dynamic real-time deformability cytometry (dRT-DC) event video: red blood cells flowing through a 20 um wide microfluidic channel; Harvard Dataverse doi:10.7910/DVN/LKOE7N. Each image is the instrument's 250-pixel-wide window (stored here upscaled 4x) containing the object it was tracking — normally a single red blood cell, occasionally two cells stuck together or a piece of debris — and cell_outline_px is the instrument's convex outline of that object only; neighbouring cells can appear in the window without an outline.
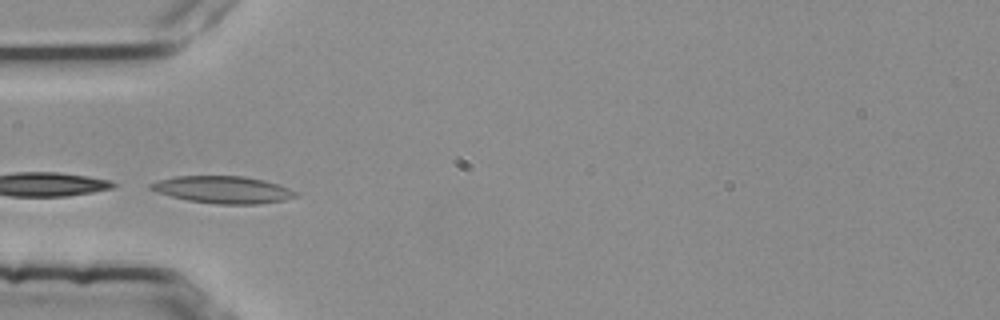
{"species": "common noctule bat (a hibernating species)", "species_latin": "Nyctalus noctula", "temperature_condition": "room temperature", "stored_images_in_passage": 7, "camera_frame_rate_fps": 3000, "um_per_image_px": 0.085, "animal": {"sex": "female", "body_mass_g": 25.1}, "frame": {"image": 1, "passage_image": 6, "time_ms": 1.667, "image_size_px": [1000, 320], "cell_outline_px": [[296, 196], [284, 200], [256, 204], [216, 204], [188, 200], [156, 192], [148, 188], [148, 184], [156, 180], [176, 176], [240, 176], [264, 180], [288, 188], [296, 192]], "centroid_in_image_um": [18.88, 16.12], "position_along_channel_um": 66.1, "area_um2": 22.77}}
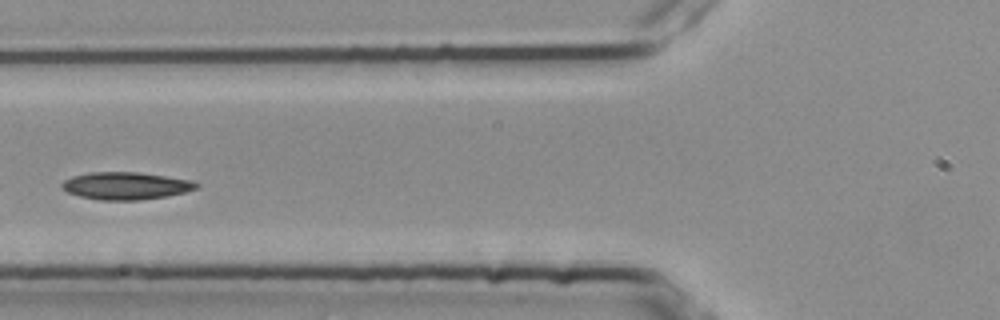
{"frame": {"image": 2, "passage_image": 7, "time_ms": 2.0, "image_size_px": [1000, 320], "cell_outline_px": [[200, 184], [196, 188], [184, 192], [168, 196], [140, 200], [100, 200], [80, 196], [68, 192], [60, 184], [64, 180], [72, 176], [92, 172], [140, 172], [192, 180]], "centroid_in_image_um": [10.71, 15.79], "position_along_channel_um": 115.1, "area_um2": 21.44}}